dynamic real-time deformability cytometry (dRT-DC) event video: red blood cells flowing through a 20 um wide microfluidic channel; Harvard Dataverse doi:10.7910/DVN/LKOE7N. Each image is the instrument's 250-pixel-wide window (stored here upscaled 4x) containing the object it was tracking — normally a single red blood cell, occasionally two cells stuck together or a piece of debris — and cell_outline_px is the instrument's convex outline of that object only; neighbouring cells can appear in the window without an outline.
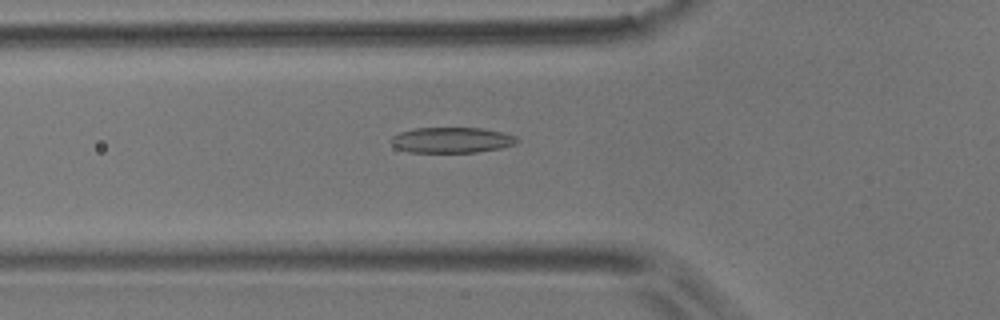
{"species": "common noctule bat (a hibernating species)", "species_latin": "Nyctalus noctula", "temperature_condition": "room temperature", "stored_images_in_passage": 55, "camera_frame_rate_fps": 3000, "um_per_image_px": 0.085, "animal": {"sex": "male", "body_mass_g": 17.9}, "frame": {"image": 1, "passage_image": 19, "time_ms": 6.0, "image_size_px": [1000, 320], "cell_outline_px": [[520, 140], [516, 144], [500, 148], [476, 152], [408, 152], [396, 148], [388, 140], [392, 136], [400, 132], [416, 128], [480, 128], [500, 132], [516, 136]], "centroid_in_image_um": [38.37, 11.91], "position_along_channel_um": 87.4, "area_um2": 18.79}}
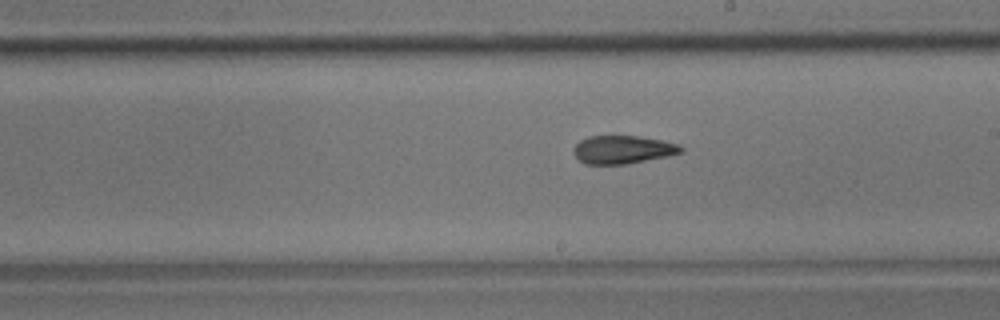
{"frame": {"image": 2, "passage_image": 31, "time_ms": 10.0, "image_size_px": [1000, 320], "cell_outline_px": [[684, 152], [668, 156], [628, 164], [584, 164], [572, 152], [572, 148], [580, 140], [588, 136], [636, 136], [664, 140], [680, 144], [684, 148]], "centroid_in_image_um": [52.96, 12.71], "position_along_channel_um": 236.0, "area_um2": 17.86}}
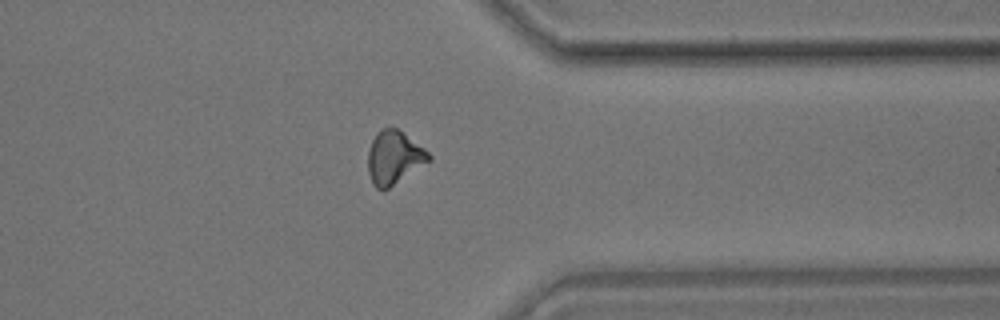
{"frame": {"image": 3, "passage_image": 43, "time_ms": 14.0, "image_size_px": [1000, 320], "cell_outline_px": [[432, 160], [388, 188], [376, 188], [372, 184], [368, 172], [368, 152], [372, 140], [376, 132], [380, 128], [396, 128], [424, 148], [432, 156]], "centroid_in_image_um": [33.49, 13.38], "position_along_channel_um": 377.9, "area_um2": 18.73}, "authors_computed_cell_mechanics": {"area_um2": 18.496, "velocity_mm_per_s": 3.7036, "shape_relaxation_time_tau1_ms": null, "shape_relaxation_time_tau2_ms": 5.6938, "deformation_change_tau1": null, "deformation_change_tau2": 0.1558}}